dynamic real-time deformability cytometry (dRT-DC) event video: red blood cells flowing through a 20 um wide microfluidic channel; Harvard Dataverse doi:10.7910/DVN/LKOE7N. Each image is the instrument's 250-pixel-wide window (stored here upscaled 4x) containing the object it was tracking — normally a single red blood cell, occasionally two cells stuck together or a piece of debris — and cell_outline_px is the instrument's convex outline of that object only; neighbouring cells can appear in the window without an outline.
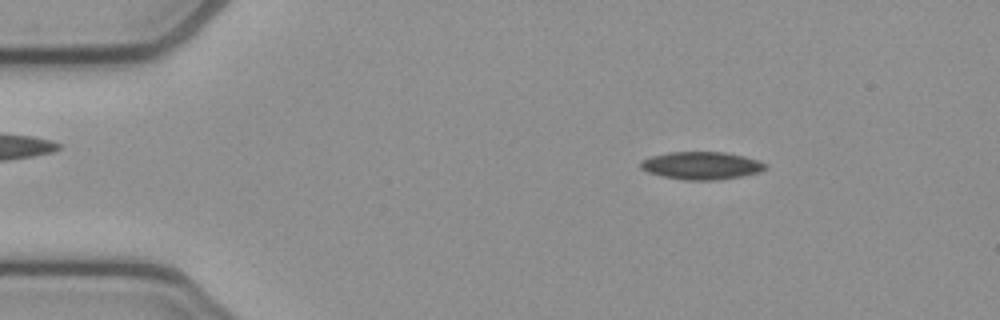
{"species": "common noctule bat (a hibernating species)", "species_latin": "Nyctalus noctula", "temperature_condition": "cold", "stored_images_in_passage": 51, "camera_frame_rate_fps": 3000, "um_per_image_px": 0.085, "animal": {"sex": "female", "body_mass_g": 21.9}, "frame": {"image": 1, "passage_image": 7, "time_ms": 2.0, "image_size_px": [1000, 320], "cell_outline_px": [[768, 168], [760, 172], [740, 176], [716, 180], [688, 180], [664, 176], [648, 172], [640, 168], [640, 160], [652, 156], [668, 152], [724, 152], [744, 156], [768, 164]], "centroid_in_image_um": [59.63, 14.07], "position_along_channel_um": 25.4, "area_um2": 20.06}}
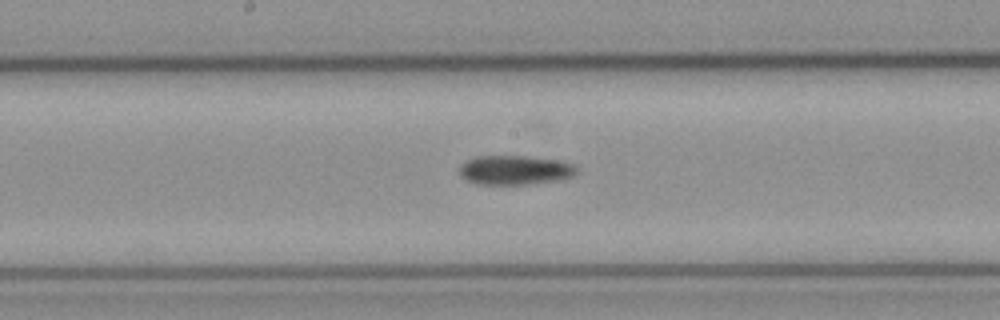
{"frame": {"image": 2, "passage_image": 26, "time_ms": 8.333, "image_size_px": [1000, 320], "cell_outline_px": [[580, 172], [564, 180], [532, 184], [476, 184], [460, 176], [460, 164], [476, 156], [524, 156], [560, 160], [576, 164]], "centroid_in_image_um": [43.85, 14.46], "position_along_channel_um": 204.3, "area_um2": 20.4}}
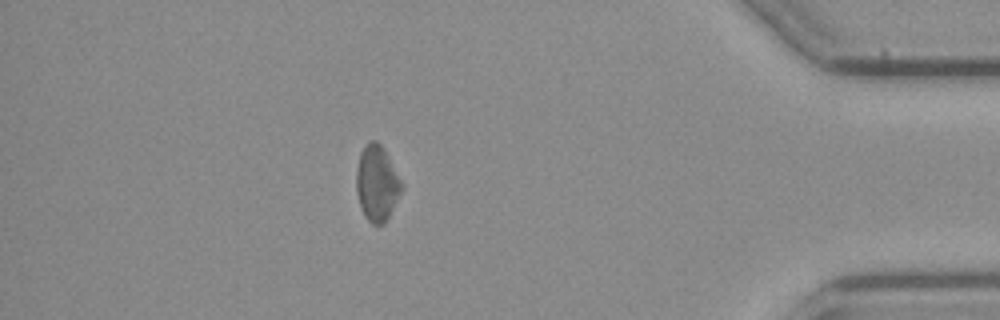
{"frame": {"image": 3, "passage_image": 45, "time_ms": 14.667, "image_size_px": [1000, 320], "cell_outline_px": [[404, 188], [384, 224], [372, 224], [364, 216], [360, 208], [356, 192], [356, 172], [360, 152], [368, 140], [376, 140], [384, 148], [404, 184]], "centroid_in_image_um": [32.04, 15.56], "position_along_channel_um": 403.2, "area_um2": 20.29}, "authors_computed_cell_mechanics": {"area_um2": 20.23, "velocity_mm_per_s": 3.863, "shape_relaxation_time_tau1_ms": 6.512, "shape_relaxation_time_tau2_ms": null, "deformation_change_tau1": 0.1157, "deformation_change_tau2": null}}